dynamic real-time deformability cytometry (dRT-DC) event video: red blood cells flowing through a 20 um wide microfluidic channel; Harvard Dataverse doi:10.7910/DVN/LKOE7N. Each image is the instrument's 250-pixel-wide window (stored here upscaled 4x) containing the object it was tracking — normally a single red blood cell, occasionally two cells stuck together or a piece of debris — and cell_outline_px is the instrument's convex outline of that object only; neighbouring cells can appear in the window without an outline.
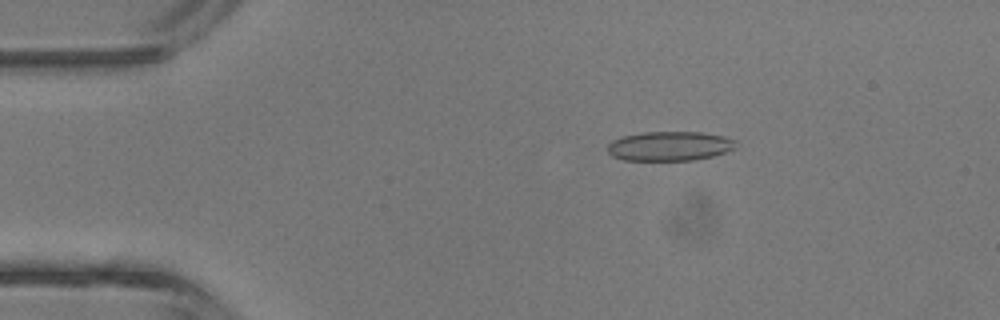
{"species": "common noctule bat (a hibernating species)", "species_latin": "Nyctalus noctula", "temperature_condition": "room temperature", "stored_images_in_passage": 43, "camera_frame_rate_fps": 3000, "um_per_image_px": 0.085, "animal": {"sex": "male", "body_mass_g": 13.3}, "frame": {"image": 1, "passage_image": 8, "time_ms": 2.333, "image_size_px": [1000, 320], "cell_outline_px": [[736, 148], [712, 156], [692, 160], [624, 160], [612, 156], [608, 152], [608, 144], [612, 140], [624, 136], [640, 132], [700, 132], [724, 136], [736, 140]], "centroid_in_image_um": [56.91, 12.41], "position_along_channel_um": 28.1, "area_um2": 21.96}}
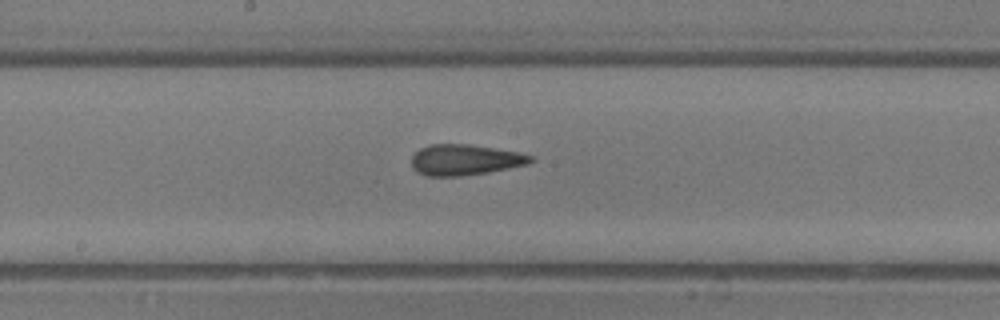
{"frame": {"image": 2, "passage_image": 23, "time_ms": 7.333, "image_size_px": [1000, 320], "cell_outline_px": [[532, 160], [528, 164], [488, 172], [460, 176], [428, 176], [416, 172], [412, 168], [412, 156], [420, 148], [428, 144], [468, 144], [520, 152], [532, 156]], "centroid_in_image_um": [39.48, 13.58], "position_along_channel_um": 208.7, "area_um2": 21.33}}
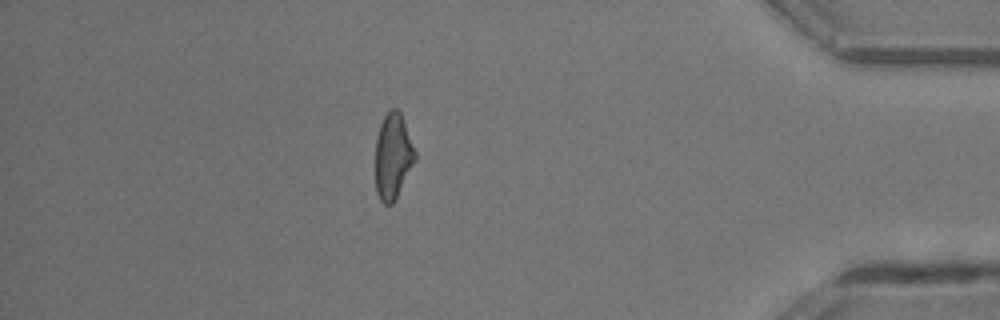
{"frame": {"image": 3, "passage_image": 38, "time_ms": 12.333, "image_size_px": [1000, 320], "cell_outline_px": [[416, 160], [392, 204], [384, 204], [380, 200], [376, 192], [376, 136], [380, 124], [384, 116], [392, 108], [396, 108], [400, 112], [416, 152]], "centroid_in_image_um": [33.39, 13.27], "position_along_channel_um": 401.8, "area_um2": 19.59}, "authors_computed_cell_mechanics": {"area_um2": 21.386, "velocity_mm_per_s": 4.7605, "shape_relaxation_time_tau1_ms": 6.211, "shape_relaxation_time_tau2_ms": 1.517, "deformation_change_tau1": 0.1367, "deformation_change_tau2": 0.086}}